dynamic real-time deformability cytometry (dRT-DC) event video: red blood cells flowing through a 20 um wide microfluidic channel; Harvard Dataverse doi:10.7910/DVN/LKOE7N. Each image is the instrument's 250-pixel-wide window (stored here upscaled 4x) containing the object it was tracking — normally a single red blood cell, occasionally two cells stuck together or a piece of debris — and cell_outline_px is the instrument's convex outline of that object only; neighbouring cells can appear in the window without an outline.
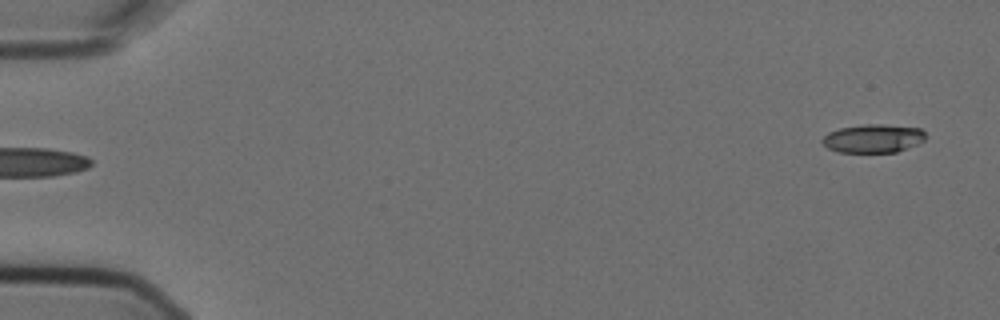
{"species": "Egyptian fruit bat (a non-hibernating species)", "species_latin": "Rousettus aegyptiacus", "temperature_condition": "cold", "stored_images_in_passage": 5, "segment_of_instrument_passage": [2, 2], "camera_frame_rate_fps": 3000, "um_per_image_px": 0.085, "animal": {"sex": "female"}, "frame": {"image": 1, "passage_image": 5, "time_ms": 1.333, "image_size_px": [1000, 320], "cell_outline_px": [[924, 140], [916, 144], [896, 152], [840, 152], [828, 148], [820, 140], [828, 132], [840, 128], [864, 124], [884, 124], [920, 128], [924, 132]], "centroid_in_image_um": [74.19, 11.76], "position_along_channel_um": 10.8, "area_um2": 16.99}}